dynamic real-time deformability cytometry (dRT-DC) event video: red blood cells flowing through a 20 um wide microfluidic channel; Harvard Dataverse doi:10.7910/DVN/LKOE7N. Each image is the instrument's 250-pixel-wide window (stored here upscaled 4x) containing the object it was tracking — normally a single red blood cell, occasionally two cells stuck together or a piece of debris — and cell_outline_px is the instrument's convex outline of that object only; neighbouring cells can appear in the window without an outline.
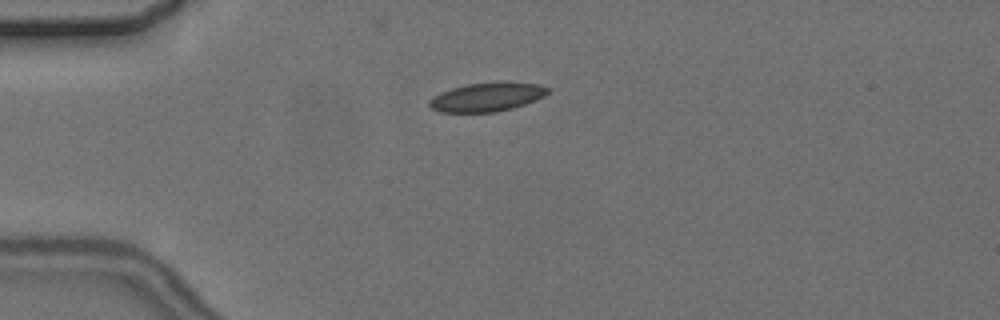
{"species": "common noctule bat (a hibernating species)", "species_latin": "Nyctalus noctula", "temperature_condition": "cold", "stored_images_in_passage": 4, "camera_frame_rate_fps": 3000, "um_per_image_px": 0.085, "animal": {"sex": "female", "body_mass_g": 24.6, "forearm_length_mm": 56.2}, "frame": {"image": 1, "passage_image": 4, "time_ms": 4.0, "image_size_px": [1000, 320], "cell_outline_px": [[552, 92], [536, 100], [512, 108], [496, 112], [440, 112], [432, 108], [428, 104], [428, 100], [432, 96], [440, 92], [452, 88], [468, 84], [540, 84], [552, 88]], "centroid_in_image_um": [41.38, 8.28], "position_along_channel_um": 43.6, "area_um2": 19.42}}